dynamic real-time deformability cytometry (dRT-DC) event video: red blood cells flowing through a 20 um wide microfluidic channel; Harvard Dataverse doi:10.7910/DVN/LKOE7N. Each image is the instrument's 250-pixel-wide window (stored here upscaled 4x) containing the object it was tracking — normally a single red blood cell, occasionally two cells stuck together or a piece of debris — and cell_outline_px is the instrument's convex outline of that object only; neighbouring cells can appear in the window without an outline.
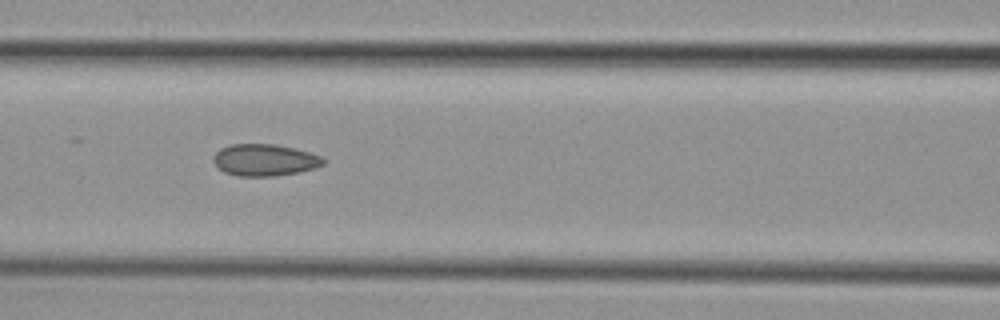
{"species": "common noctule bat (a hibernating species)", "species_latin": "Nyctalus noctula", "temperature_condition": "cold", "stored_images_in_passage": 7, "camera_frame_rate_fps": 3000, "um_per_image_px": 0.085, "animal": {"sex": "female", "body_mass_g": 29.2, "forearm_length_mm": 56.3}, "frame": {"image": 1, "passage_image": 6, "time_ms": 7.333, "image_size_px": [1000, 320], "cell_outline_px": [[324, 164], [316, 168], [300, 172], [276, 176], [240, 176], [224, 172], [212, 160], [212, 156], [220, 148], [232, 144], [276, 144], [296, 148], [324, 156]], "centroid_in_image_um": [22.53, 13.59], "position_along_channel_um": 144.1, "area_um2": 20.63}}
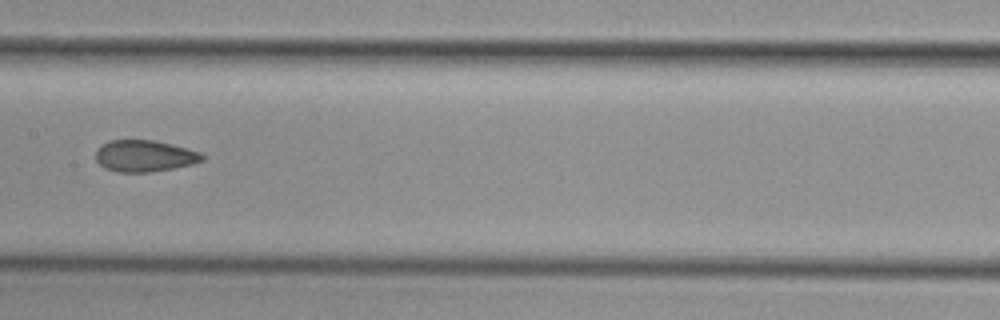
{"frame": {"image": 2, "passage_image": 7, "time_ms": 8.667, "image_size_px": [1000, 320], "cell_outline_px": [[204, 160], [192, 164], [152, 172], [116, 172], [104, 168], [96, 160], [96, 148], [100, 144], [108, 140], [156, 140], [188, 148], [200, 152], [204, 156]], "centroid_in_image_um": [12.26, 13.25], "position_along_channel_um": 195.1, "area_um2": 19.83}}